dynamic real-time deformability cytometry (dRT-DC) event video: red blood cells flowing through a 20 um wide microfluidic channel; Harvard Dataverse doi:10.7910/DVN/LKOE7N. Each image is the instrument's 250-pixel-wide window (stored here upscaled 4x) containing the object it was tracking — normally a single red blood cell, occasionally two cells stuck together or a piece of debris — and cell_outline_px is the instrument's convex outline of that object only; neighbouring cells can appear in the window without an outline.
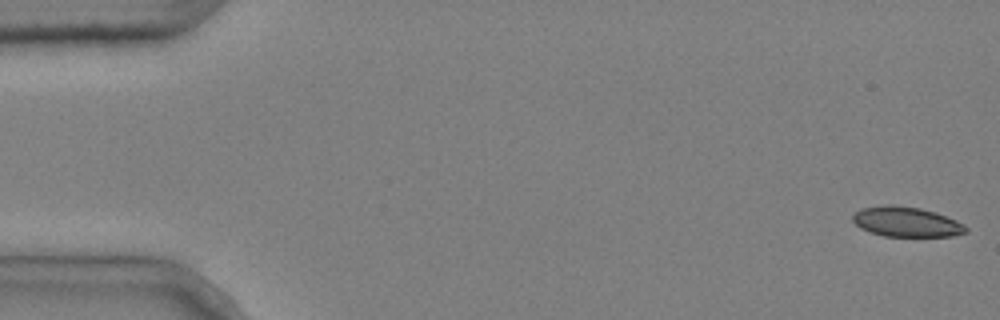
{"species": "common noctule bat (a hibernating species)", "species_latin": "Nyctalus noctula", "temperature_condition": "cold", "stored_images_in_passage": 5, "camera_frame_rate_fps": 3000, "um_per_image_px": 0.085, "animal": {"sex": "male", "body_mass_g": 20.4}, "frame": {"image": 1, "passage_image": 1, "time_ms": 0.0, "image_size_px": [1000, 320], "cell_outline_px": [[968, 232], [952, 236], [884, 236], [860, 228], [852, 220], [852, 212], [860, 208], [888, 204], [892, 204], [920, 208], [936, 212], [956, 220], [964, 224], [968, 228]], "centroid_in_image_um": [77.03, 18.84], "position_along_channel_um": 8.0, "area_um2": 19.94}}